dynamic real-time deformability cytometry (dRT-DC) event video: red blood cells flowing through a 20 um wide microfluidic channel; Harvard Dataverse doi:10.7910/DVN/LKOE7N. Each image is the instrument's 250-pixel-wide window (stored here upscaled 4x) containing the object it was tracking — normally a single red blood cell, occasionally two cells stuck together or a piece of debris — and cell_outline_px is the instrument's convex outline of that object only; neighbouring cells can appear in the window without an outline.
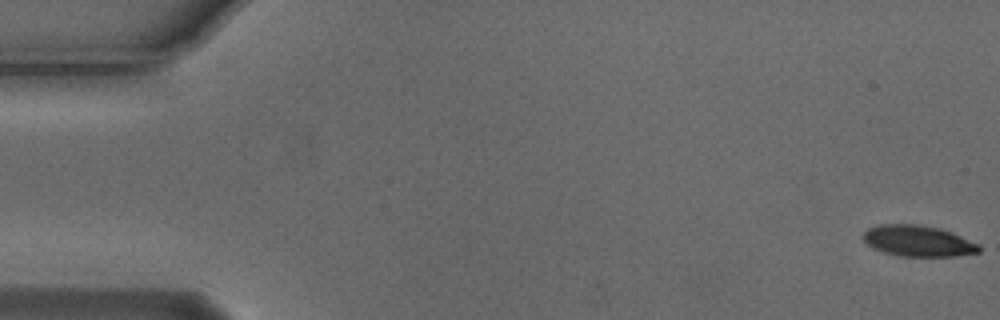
{"species": "Egyptian fruit bat (a non-hibernating species)", "species_latin": "Rousettus aegyptiacus", "temperature_condition": "cold", "stored_images_in_passage": 7, "camera_frame_rate_fps": 3000, "um_per_image_px": 0.085, "animal": {"sex": "male"}, "frame": {"image": 1, "passage_image": 1, "time_ms": 0.0, "image_size_px": [1000, 320], "cell_outline_px": [[980, 252], [956, 256], [900, 256], [884, 252], [872, 248], [864, 240], [864, 232], [868, 228], [880, 224], [920, 224], [940, 228], [952, 232], [980, 244]], "centroid_in_image_um": [78.06, 20.47], "position_along_channel_um": 6.9, "area_um2": 21.04}}
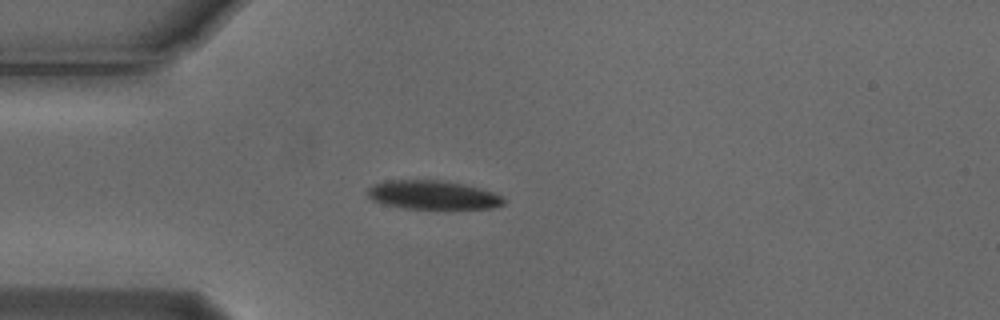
{"frame": {"image": 2, "passage_image": 5, "time_ms": 1.333, "image_size_px": [1000, 320], "cell_outline_px": [[504, 204], [492, 208], [400, 208], [384, 204], [372, 200], [368, 196], [368, 188], [384, 180], [440, 180], [464, 184], [480, 188], [492, 192], [500, 196], [504, 200]], "centroid_in_image_um": [36.76, 16.56], "position_along_channel_um": 48.2, "area_um2": 22.6}}